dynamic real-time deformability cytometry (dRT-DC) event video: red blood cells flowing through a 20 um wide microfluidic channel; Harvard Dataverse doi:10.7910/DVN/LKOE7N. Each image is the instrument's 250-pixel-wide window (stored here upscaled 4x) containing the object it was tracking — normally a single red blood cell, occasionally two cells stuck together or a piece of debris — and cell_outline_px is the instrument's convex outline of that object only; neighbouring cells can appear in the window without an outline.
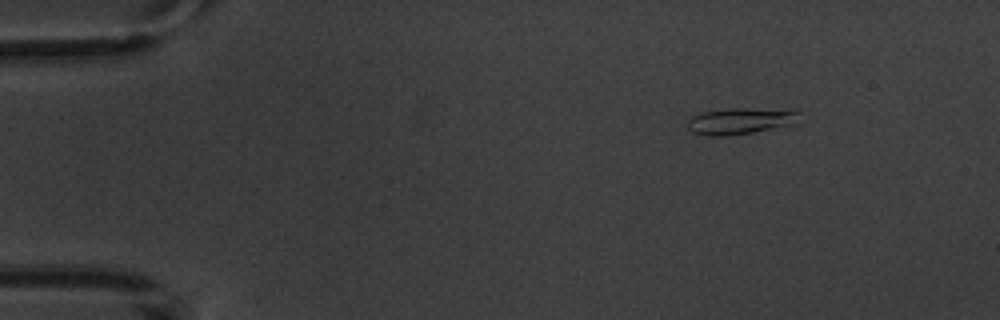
{"species": "common noctule bat (a hibernating species)", "species_latin": "Nyctalus noctula", "temperature_condition": "warm", "stored_images_in_passage": 6, "camera_frame_rate_fps": 3000, "um_per_image_px": 0.085, "animal": {"sex": "male", "body_mass_g": 20.1, "forearm_length_mm": 53.5}, "frame": {"image": 1, "passage_image": 2, "time_ms": 1.0, "image_size_px": [1000, 320], "cell_outline_px": [[800, 112], [796, 124], [752, 132], [728, 136], [708, 136], [692, 132], [688, 128], [688, 120], [692, 116], [704, 112], [728, 108], [796, 108]], "centroid_in_image_um": [63.02, 10.26], "position_along_channel_um": 22.0, "area_um2": 17.63}}